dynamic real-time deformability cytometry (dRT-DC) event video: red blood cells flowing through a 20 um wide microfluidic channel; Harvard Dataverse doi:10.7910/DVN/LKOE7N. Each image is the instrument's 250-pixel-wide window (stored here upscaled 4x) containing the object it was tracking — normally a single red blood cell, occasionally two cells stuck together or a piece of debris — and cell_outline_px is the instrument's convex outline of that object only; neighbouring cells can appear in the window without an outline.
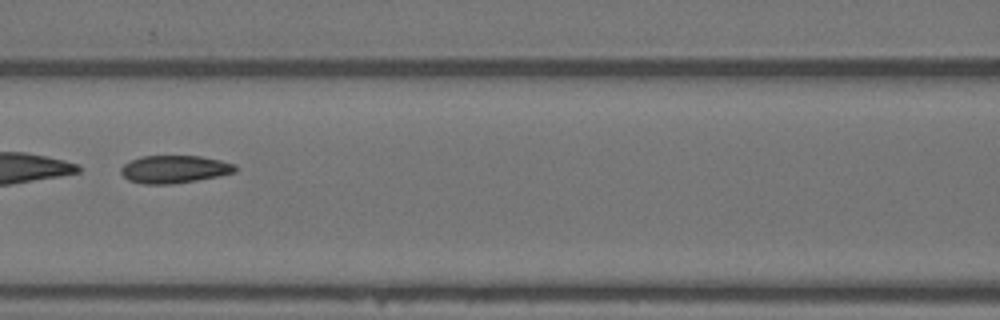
{"species": "Egyptian fruit bat (a non-hibernating species)", "species_latin": "Rousettus aegyptiacus", "temperature_condition": "warm", "stored_images_in_passage": 55, "segment_of_instrument_passage": [2, 2], "camera_frame_rate_fps": 3000, "um_per_image_px": 0.085, "animal": {"sex": "female"}, "frame": {"image": 1, "passage_image": 24, "time_ms": 7.667, "image_size_px": [1000, 320], "cell_outline_px": [[236, 172], [220, 176], [172, 184], [144, 184], [128, 180], [120, 172], [120, 168], [124, 164], [140, 156], [200, 156], [220, 160], [236, 164]], "centroid_in_image_um": [14.83, 14.38], "position_along_channel_um": 151.8, "area_um2": 18.5}}
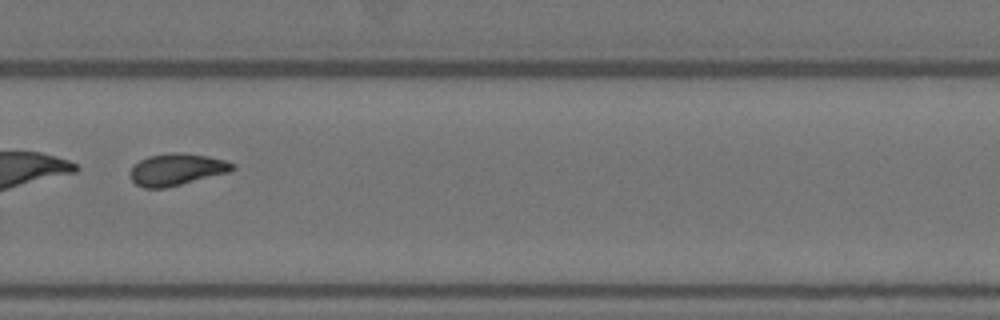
{"frame": {"image": 2, "passage_image": 38, "time_ms": 12.333, "image_size_px": [1000, 320], "cell_outline_px": [[236, 168], [228, 172], [164, 188], [144, 188], [136, 184], [132, 180], [132, 168], [140, 160], [148, 156], [168, 152], [184, 152], [208, 156], [224, 160], [236, 164]], "centroid_in_image_um": [15.04, 14.38], "position_along_channel_um": 314.8, "area_um2": 18.79}}